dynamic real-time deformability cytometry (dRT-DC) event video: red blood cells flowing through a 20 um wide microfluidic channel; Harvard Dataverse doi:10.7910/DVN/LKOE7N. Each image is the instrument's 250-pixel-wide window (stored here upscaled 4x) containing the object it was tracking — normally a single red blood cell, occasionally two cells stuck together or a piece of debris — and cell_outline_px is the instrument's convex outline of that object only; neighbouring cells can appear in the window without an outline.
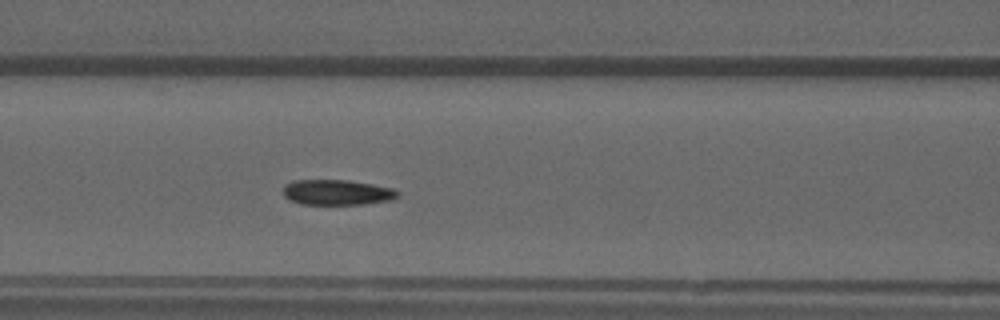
{"species": "common noctule bat (a hibernating species)", "species_latin": "Nyctalus noctula", "temperature_condition": "warm", "stored_images_in_passage": 34, "camera_frame_rate_fps": 3000, "um_per_image_px": 0.085, "animal": {"sex": "male", "forearm_length_mm": 52.5}, "frame": {"image": 1, "passage_image": 13, "time_ms": 4.0, "image_size_px": [1000, 320], "cell_outline_px": [[400, 196], [392, 200], [364, 204], [300, 204], [288, 200], [284, 196], [284, 184], [292, 180], [348, 180], [372, 184], [392, 188], [400, 192]], "centroid_in_image_um": [28.65, 16.35], "position_along_channel_um": 138.0, "area_um2": 17.11}}
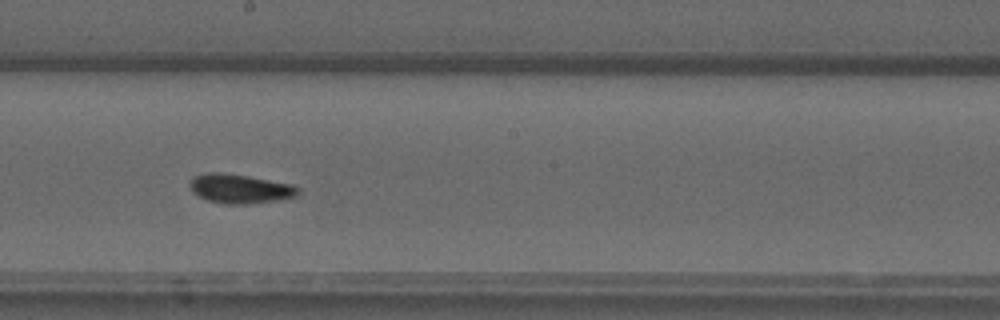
{"frame": {"image": 2, "passage_image": 20, "time_ms": 6.333, "image_size_px": [1000, 320], "cell_outline_px": [[300, 192], [296, 196], [280, 200], [244, 204], [224, 204], [208, 200], [192, 192], [188, 184], [192, 176], [208, 172], [224, 172], [248, 176], [292, 184], [300, 188]], "centroid_in_image_um": [20.38, 16.03], "position_along_channel_um": 227.8, "area_um2": 18.61}}
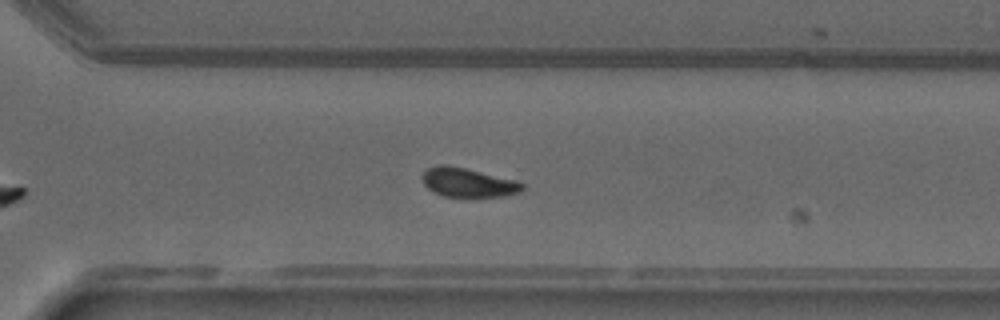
{"frame": {"image": 3, "passage_image": 28, "time_ms": 9.0, "image_size_px": [1000, 320], "cell_outline_px": [[524, 188], [520, 192], [508, 196], [444, 196], [432, 192], [424, 184], [420, 176], [428, 168], [436, 164], [444, 164], [464, 168], [520, 180], [524, 184]], "centroid_in_image_um": [39.8, 15.5], "position_along_channel_um": 330.8, "area_um2": 17.17}, "authors_computed_cell_mechanics": {"area_um2": 17.4845, "velocity_mm_per_s": 3.8668, "shape_relaxation_time_tau1_ms": 6.5782, "shape_relaxation_time_tau2_ms": 11.0904, "deformation_change_tau1": 0.152, "deformation_change_tau2": 0.121}}